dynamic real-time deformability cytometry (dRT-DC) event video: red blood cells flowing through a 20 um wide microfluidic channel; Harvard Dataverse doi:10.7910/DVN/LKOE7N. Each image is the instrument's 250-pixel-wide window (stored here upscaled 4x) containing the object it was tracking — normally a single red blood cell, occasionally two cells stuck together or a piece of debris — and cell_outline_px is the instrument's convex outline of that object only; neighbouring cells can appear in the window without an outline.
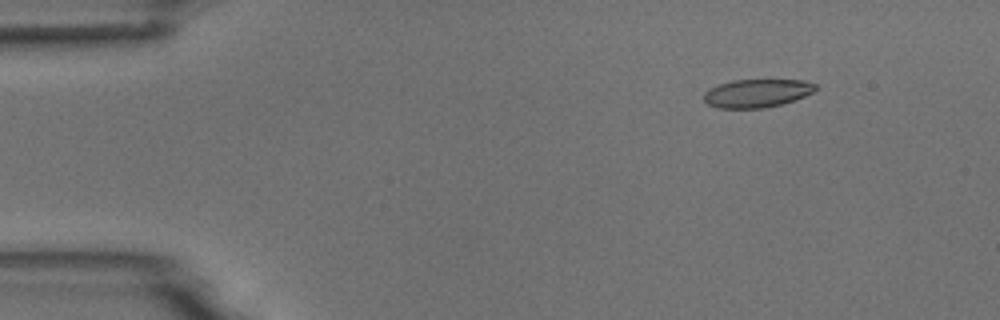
{"species": "common noctule bat (a hibernating species)", "species_latin": "Nyctalus noctula", "temperature_condition": "room temperature", "stored_images_in_passage": 6, "camera_frame_rate_fps": 3000, "um_per_image_px": 0.085, "animal": {"sex": "male", "body_mass_g": 18.8}, "frame": {"image": 1, "passage_image": 2, "time_ms": 1.0, "image_size_px": [1000, 320], "cell_outline_px": [[816, 88], [812, 92], [804, 96], [780, 104], [764, 108], [716, 108], [708, 104], [704, 100], [704, 92], [708, 88], [732, 80], [804, 80], [816, 84]], "centroid_in_image_um": [64.3, 7.92], "position_along_channel_um": 20.7, "area_um2": 18.26}}
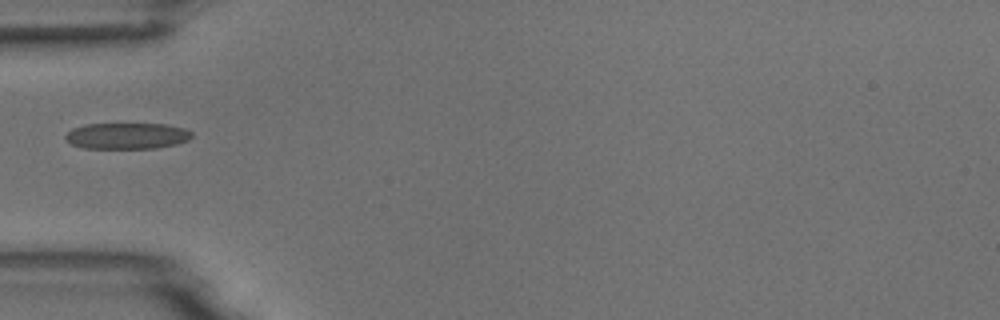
{"frame": {"image": 2, "passage_image": 5, "time_ms": 4.667, "image_size_px": [1000, 320], "cell_outline_px": [[192, 136], [188, 140], [176, 144], [156, 148], [84, 148], [72, 144], [64, 140], [64, 136], [72, 128], [88, 124], [164, 124], [184, 128], [192, 132]], "centroid_in_image_um": [10.77, 11.55], "position_along_channel_um": 74.2, "area_um2": 19.25}}